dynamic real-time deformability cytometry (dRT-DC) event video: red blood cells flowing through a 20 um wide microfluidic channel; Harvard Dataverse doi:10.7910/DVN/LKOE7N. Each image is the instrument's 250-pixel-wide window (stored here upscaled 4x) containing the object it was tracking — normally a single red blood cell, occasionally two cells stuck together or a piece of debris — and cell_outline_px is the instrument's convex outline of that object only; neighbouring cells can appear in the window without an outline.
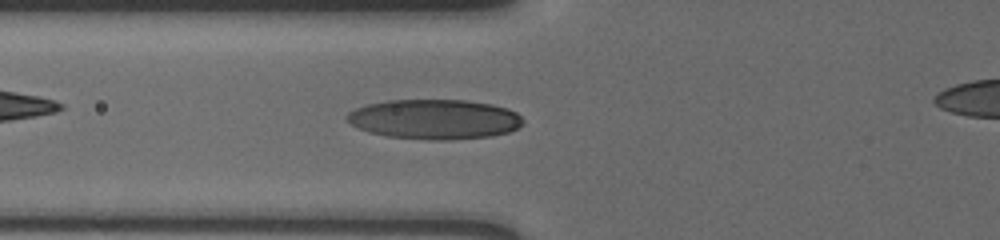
{"species": "human", "species_latin": "Homo sapiens", "temperature_condition": "cold", "stored_images_in_passage": 31, "camera_frame_rate_fps": 3000, "um_per_image_px": 0.085, "donor": {"sex": "male"}, "frame": {"image": 1, "passage_image": 8, "time_ms": 2.333, "image_size_px": [1000, 240], "cell_outline_px": [[524, 124], [520, 128], [508, 132], [492, 136], [444, 140], [436, 140], [388, 136], [368, 132], [352, 124], [344, 116], [348, 112], [356, 108], [368, 104], [388, 100], [468, 100], [492, 104], [508, 108], [516, 112], [524, 120]], "centroid_in_image_um": [36.98, 10.13], "position_along_channel_um": 88.8, "area_um2": 40.92}}
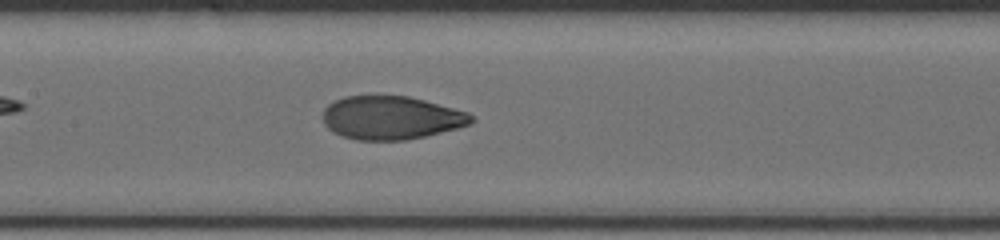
{"frame": {"image": 2, "passage_image": 12, "time_ms": 3.667, "image_size_px": [1000, 240], "cell_outline_px": [[476, 120], [468, 124], [456, 128], [424, 136], [404, 140], [356, 140], [340, 136], [332, 132], [324, 124], [324, 108], [328, 104], [344, 96], [408, 96], [424, 100], [468, 112], [476, 116]], "centroid_in_image_um": [33.24, 10.01], "position_along_channel_um": 174.2, "area_um2": 37.45}}
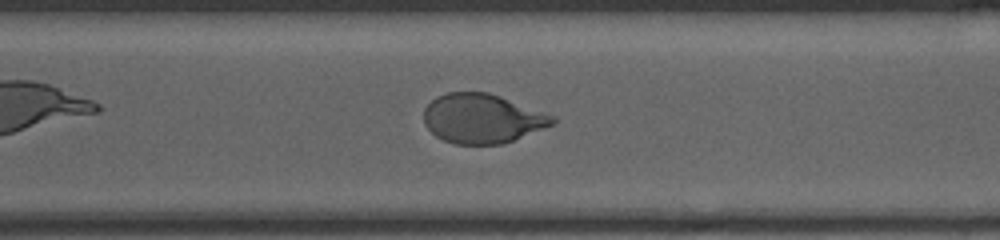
{"frame": {"image": 3, "passage_image": 21, "time_ms": 6.667, "image_size_px": [1000, 240], "cell_outline_px": [[556, 124], [512, 140], [500, 144], [452, 144], [436, 136], [424, 124], [424, 108], [436, 96], [448, 92], [488, 92], [500, 96], [556, 116]], "centroid_in_image_um": [40.99, 10.07], "position_along_channel_um": 329.6, "area_um2": 37.05}}